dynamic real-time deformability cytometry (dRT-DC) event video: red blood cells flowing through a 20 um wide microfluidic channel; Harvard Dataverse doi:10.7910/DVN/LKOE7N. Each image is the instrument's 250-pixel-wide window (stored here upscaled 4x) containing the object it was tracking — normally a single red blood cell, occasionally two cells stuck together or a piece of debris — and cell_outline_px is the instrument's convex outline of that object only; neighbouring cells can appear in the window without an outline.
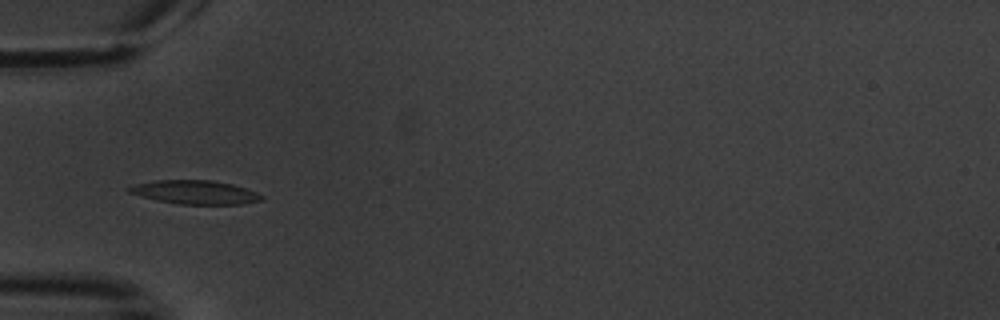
{"species": "common noctule bat (a hibernating species)", "species_latin": "Nyctalus noctula", "temperature_condition": "warm", "stored_images_in_passage": 6, "camera_frame_rate_fps": 3000, "um_per_image_px": 0.085, "animal": {"sex": "male", "body_mass_g": 20.1, "forearm_length_mm": 53.5}, "frame": {"image": 1, "passage_image": 6, "time_ms": 6.333, "image_size_px": [1000, 320], "cell_outline_px": [[264, 200], [240, 204], [176, 204], [156, 200], [140, 196], [128, 192], [128, 188], [136, 184], [156, 180], [212, 180], [232, 184], [256, 192], [264, 196]], "centroid_in_image_um": [16.59, 16.34], "position_along_channel_um": 68.4, "area_um2": 18.26}}